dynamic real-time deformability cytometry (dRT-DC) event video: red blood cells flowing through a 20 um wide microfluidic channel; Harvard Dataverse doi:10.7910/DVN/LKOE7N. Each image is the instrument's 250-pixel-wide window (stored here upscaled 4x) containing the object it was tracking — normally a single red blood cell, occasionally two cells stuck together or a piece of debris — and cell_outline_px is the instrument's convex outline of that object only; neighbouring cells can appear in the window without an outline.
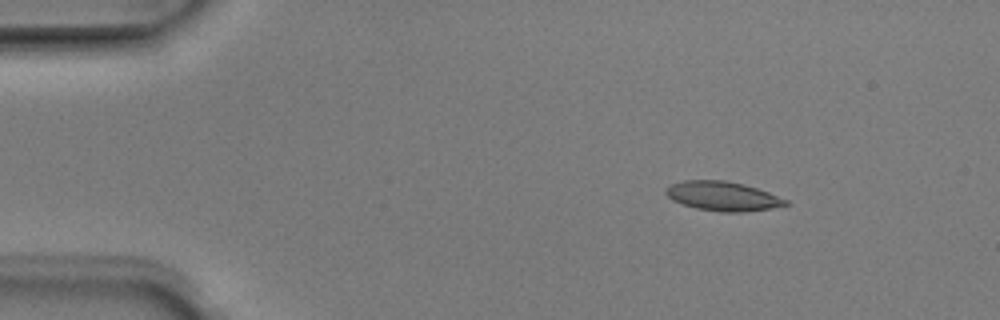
{"species": "Egyptian fruit bat (a non-hibernating species)", "species_latin": "Rousettus aegyptiacus", "temperature_condition": "room temperature", "stored_images_in_passage": 4, "camera_frame_rate_fps": 3000, "um_per_image_px": 0.085, "animal": {"sex": "male"}, "frame": {"image": 1, "passage_image": 2, "time_ms": 0.333, "image_size_px": [1000, 320], "cell_outline_px": [[788, 204], [772, 208], [744, 212], [720, 212], [696, 208], [672, 200], [664, 192], [664, 188], [668, 184], [684, 180], [724, 180], [744, 184], [768, 192], [788, 200]], "centroid_in_image_um": [61.39, 16.66], "position_along_channel_um": 23.6, "area_um2": 20.52}}
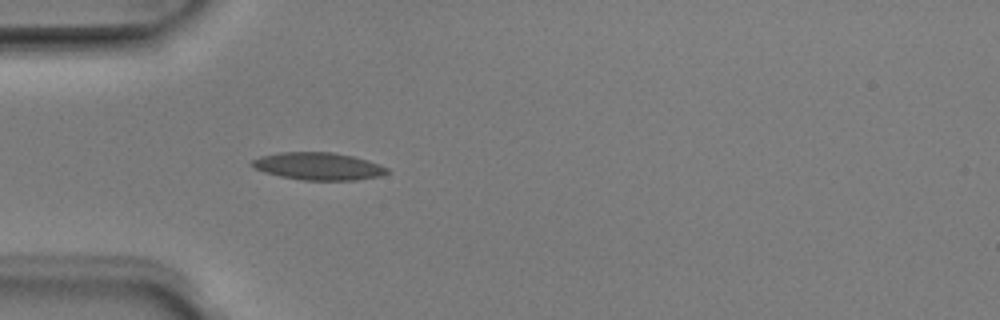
{"frame": {"image": 2, "passage_image": 4, "time_ms": 1.0, "image_size_px": [1000, 320], "cell_outline_px": [[388, 172], [380, 176], [356, 180], [300, 180], [280, 176], [264, 172], [248, 164], [252, 160], [260, 156], [280, 152], [332, 152], [352, 156], [368, 160], [388, 168]], "centroid_in_image_um": [27.03, 14.13], "position_along_channel_um": 58.0, "area_um2": 21.62}}